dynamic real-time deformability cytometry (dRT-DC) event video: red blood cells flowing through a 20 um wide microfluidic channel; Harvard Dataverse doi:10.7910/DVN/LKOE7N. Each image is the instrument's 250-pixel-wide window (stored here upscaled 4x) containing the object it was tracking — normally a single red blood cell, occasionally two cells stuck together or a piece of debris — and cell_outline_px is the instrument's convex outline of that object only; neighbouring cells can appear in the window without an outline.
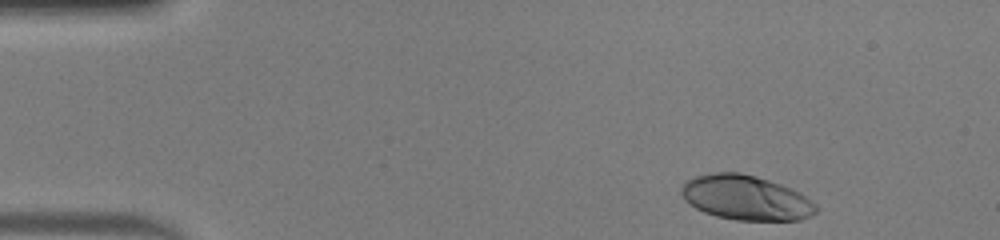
{"species": "human", "species_latin": "Homo sapiens", "temperature_condition": "warm", "stored_images_in_passage": 44, "camera_frame_rate_fps": 3000, "um_per_image_px": 0.085, "donor": {"sex": "male"}, "frame": {"image": 1, "passage_image": 2, "time_ms": 0.333, "image_size_px": [1000, 240], "cell_outline_px": [[820, 208], [812, 216], [800, 220], [736, 220], [716, 216], [704, 212], [688, 204], [684, 200], [680, 192], [680, 188], [688, 180], [696, 176], [712, 172], [740, 172], [756, 176], [780, 184], [804, 196], [816, 204]], "centroid_in_image_um": [63.38, 16.81], "position_along_channel_um": 21.6, "area_um2": 35.08}}
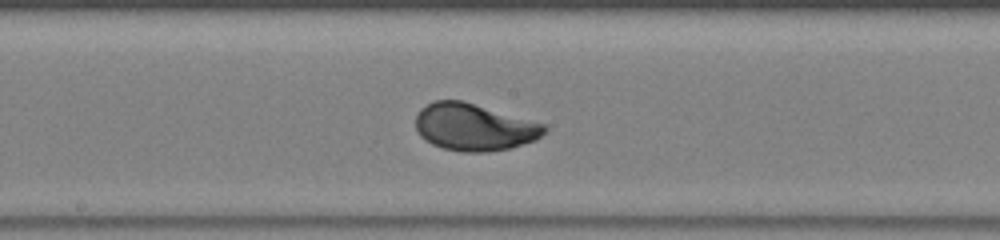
{"frame": {"image": 2, "passage_image": 22, "time_ms": 7.0, "image_size_px": [1000, 240], "cell_outline_px": [[548, 128], [536, 140], [508, 148], [488, 152], [464, 152], [444, 148], [432, 144], [424, 140], [420, 136], [416, 128], [416, 116], [420, 108], [436, 100], [464, 100], [544, 124]], "centroid_in_image_um": [40.27, 10.8], "position_along_channel_um": 207.9, "area_um2": 35.26}}
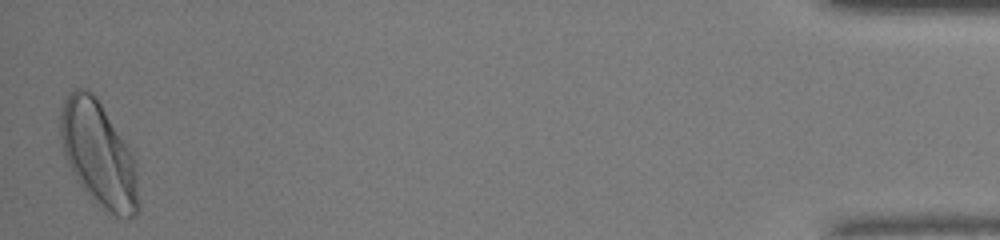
{"frame": {"image": 3, "passage_image": 44, "time_ms": 14.333, "image_size_px": [1000, 240], "cell_outline_px": [[140, 208], [128, 220], [124, 220], [116, 216], [96, 204], [76, 180], [68, 164], [64, 152], [60, 136], [60, 112], [64, 100], [76, 88], [84, 88], [92, 92], [100, 104], [128, 148], [132, 156], [136, 168], [140, 204]], "centroid_in_image_um": [8.38, 13.17], "position_along_channel_um": 426.8, "area_um2": 47.16}, "authors_computed_cell_mechanics": {"area_um2": 34.969, "velocity_mm_per_s": 4.214, "shape_relaxation_time_tau1_ms": 2.3288, "shape_relaxation_time_tau2_ms": null, "deformation_change_tau1": 0.1754, "deformation_change_tau2": null}}